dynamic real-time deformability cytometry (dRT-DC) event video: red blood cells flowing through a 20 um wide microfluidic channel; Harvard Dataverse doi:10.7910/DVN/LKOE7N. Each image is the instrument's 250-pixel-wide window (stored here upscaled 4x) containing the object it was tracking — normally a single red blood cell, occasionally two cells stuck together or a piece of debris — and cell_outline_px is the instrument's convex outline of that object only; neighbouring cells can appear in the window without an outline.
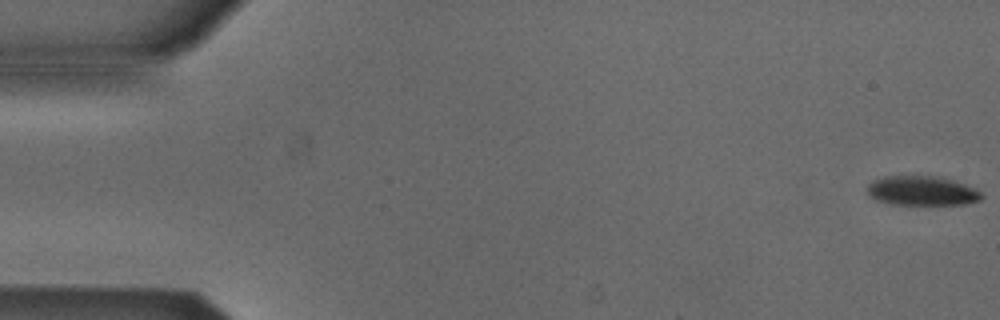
{"species": "Egyptian fruit bat (a non-hibernating species)", "species_latin": "Rousettus aegyptiacus", "temperature_condition": "cold", "stored_images_in_passage": 53, "camera_frame_rate_fps": 3000, "um_per_image_px": 0.085, "animal": {"sex": "male"}, "frame": {"image": 1, "passage_image": 1, "time_ms": 0.0, "image_size_px": [1000, 320], "cell_outline_px": [[984, 196], [980, 200], [964, 204], [892, 204], [876, 200], [868, 196], [868, 184], [872, 180], [884, 176], [932, 176], [952, 180], [976, 188]], "centroid_in_image_um": [78.34, 16.22], "position_along_channel_um": 6.7, "area_um2": 19.54}}
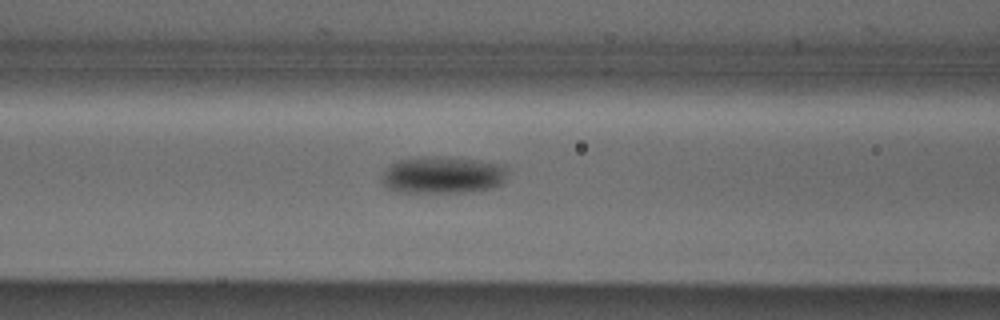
{"frame": {"image": 2, "passage_image": 22, "time_ms": 7.0, "image_size_px": [1000, 320], "cell_outline_px": [[504, 180], [500, 184], [488, 188], [464, 192], [396, 192], [388, 188], [380, 180], [384, 172], [392, 164], [400, 160], [436, 156], [476, 160], [504, 164]], "centroid_in_image_um": [37.59, 14.88], "position_along_channel_um": 129.0, "area_um2": 26.59}}
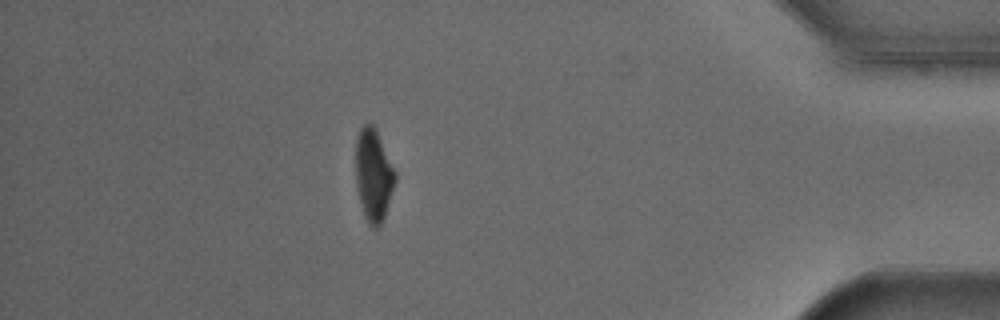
{"frame": {"image": 3, "passage_image": 47, "time_ms": 15.333, "image_size_px": [1000, 320], "cell_outline_px": [[396, 180], [380, 228], [376, 228], [368, 224], [364, 216], [356, 184], [356, 140], [360, 128], [364, 124], [372, 124], [376, 128], [396, 172]], "centroid_in_image_um": [31.75, 14.87], "position_along_channel_um": 403.5, "area_um2": 21.15}, "authors_computed_cell_mechanics": {"area_um2": 23.2356, "velocity_mm_per_s": 3.8677, "shape_relaxation_time_tau1_ms": 1.8933, "shape_relaxation_time_tau2_ms": null, "deformation_change_tau1": 0.1138, "deformation_change_tau2": null}}